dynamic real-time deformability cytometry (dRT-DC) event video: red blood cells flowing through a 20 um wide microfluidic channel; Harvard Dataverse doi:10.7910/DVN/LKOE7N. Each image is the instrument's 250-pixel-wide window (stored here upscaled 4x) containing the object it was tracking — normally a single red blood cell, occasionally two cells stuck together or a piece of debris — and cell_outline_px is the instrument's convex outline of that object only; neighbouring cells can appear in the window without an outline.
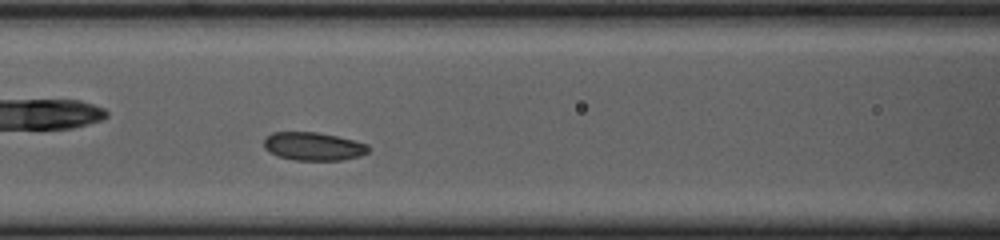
{"species": "common noctule bat (a hibernating species)", "species_latin": "Nyctalus noctula", "temperature_condition": "cold", "stored_images_in_passage": 16, "camera_frame_rate_fps": 3000, "um_per_image_px": 0.085, "animal": {"sex": "female", "body_mass_g": 23.0, "forearm_length_mm": 53.4}, "frame": {"image": 1, "passage_image": 12, "time_ms": 3.667, "image_size_px": [1000, 240], "cell_outline_px": [[372, 148], [368, 152], [360, 156], [340, 160], [292, 160], [268, 152], [264, 148], [264, 140], [272, 132], [316, 132], [336, 136], [368, 144]], "centroid_in_image_um": [26.65, 12.44], "position_along_channel_um": 140.0, "area_um2": 17.17}}
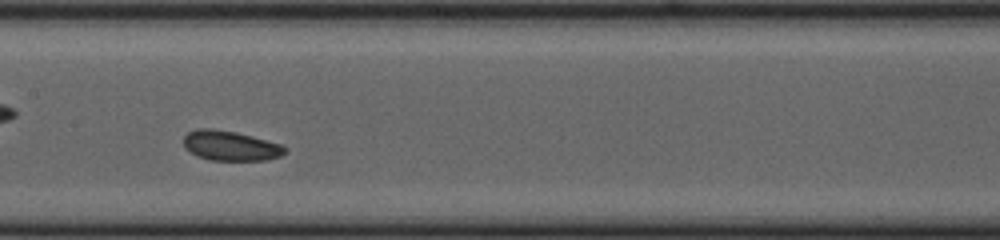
{"frame": {"image": 2, "passage_image": 16, "time_ms": 5.0, "image_size_px": [1000, 240], "cell_outline_px": [[288, 148], [280, 156], [268, 160], [212, 160], [196, 156], [184, 148], [184, 136], [188, 132], [196, 128], [212, 128], [236, 132], [284, 144]], "centroid_in_image_um": [19.59, 12.38], "position_along_channel_um": 187.8, "area_um2": 17.86}}